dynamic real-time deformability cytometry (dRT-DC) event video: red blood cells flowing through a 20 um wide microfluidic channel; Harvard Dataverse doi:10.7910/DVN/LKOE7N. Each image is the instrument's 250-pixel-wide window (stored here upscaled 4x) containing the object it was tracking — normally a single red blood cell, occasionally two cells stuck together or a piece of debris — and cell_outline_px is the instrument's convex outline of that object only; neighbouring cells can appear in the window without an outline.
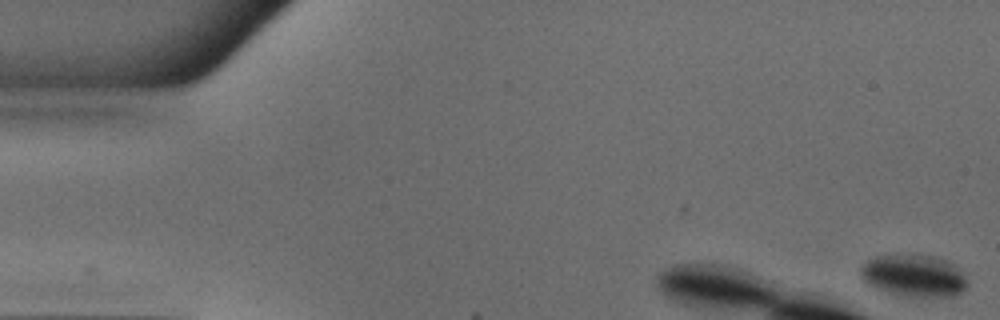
{"species": "common noctule bat (a hibernating species)", "species_latin": "Nyctalus noctula", "temperature_condition": "warm", "stored_images_in_passage": 11, "camera_frame_rate_fps": 3000, "um_per_image_px": 0.085, "animal": {"sex": "male", "body_mass_g": 18.8}, "frame": {"image": 1, "passage_image": 1, "time_ms": 0.0, "image_size_px": [1000, 320], "cell_outline_px": [[968, 284], [960, 292], [952, 296], [908, 296], [892, 292], [880, 288], [864, 280], [860, 272], [860, 268], [868, 260], [876, 256], [892, 252], [908, 252], [936, 256], [960, 268]], "centroid_in_image_um": [77.69, 23.35], "position_along_channel_um": 7.3, "area_um2": 26.24}}